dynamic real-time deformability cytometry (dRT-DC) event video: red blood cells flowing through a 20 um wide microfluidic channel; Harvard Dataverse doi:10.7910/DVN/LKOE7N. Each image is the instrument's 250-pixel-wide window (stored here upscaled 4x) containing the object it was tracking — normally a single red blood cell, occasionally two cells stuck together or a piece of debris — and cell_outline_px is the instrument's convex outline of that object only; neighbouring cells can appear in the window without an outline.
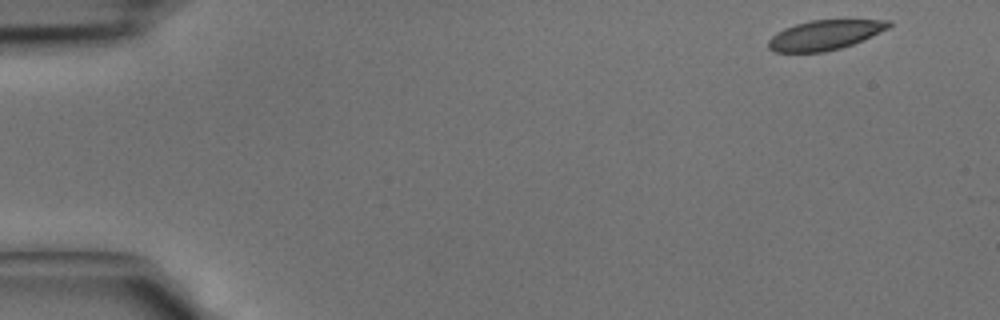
{"species": "common noctule bat (a hibernating species)", "species_latin": "Nyctalus noctula", "temperature_condition": "cold", "stored_images_in_passage": 39, "camera_frame_rate_fps": 3000, "um_per_image_px": 0.085, "animal": {"sex": "male", "body_mass_g": 15.6}, "frame": {"image": 1, "passage_image": 1, "time_ms": 0.0, "image_size_px": [1000, 320], "cell_outline_px": [[892, 24], [888, 28], [852, 44], [840, 48], [824, 52], [776, 52], [768, 48], [768, 40], [776, 32], [784, 28], [796, 24], [812, 20], [892, 20]], "centroid_in_image_um": [70.07, 2.97], "position_along_channel_um": 14.9, "area_um2": 20.63}}
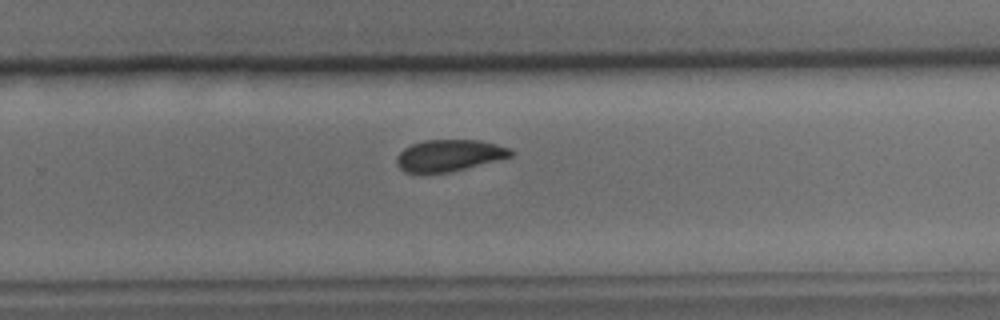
{"frame": {"image": 2, "passage_image": 26, "time_ms": 8.333, "image_size_px": [1000, 320], "cell_outline_px": [[516, 152], [512, 156], [452, 172], [404, 172], [396, 164], [396, 156], [404, 148], [412, 144], [424, 140], [480, 140], [512, 148]], "centroid_in_image_um": [38.21, 13.2], "position_along_channel_um": 291.6, "area_um2": 21.1}}
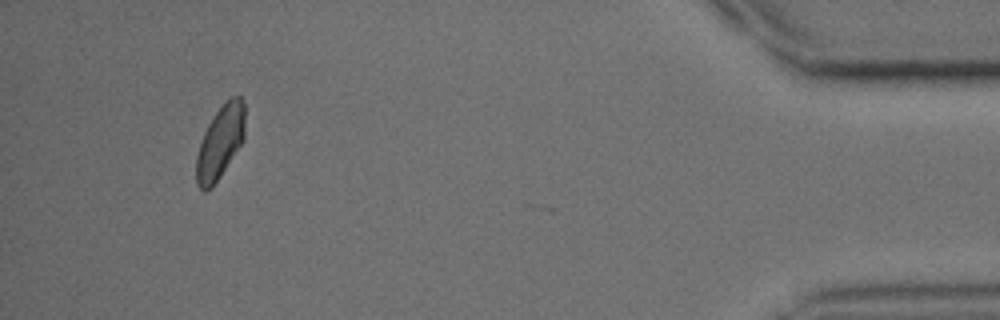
{"frame": {"image": 3, "passage_image": 38, "time_ms": 12.333, "image_size_px": [1000, 320], "cell_outline_px": [[244, 140], [212, 188], [204, 192], [196, 184], [196, 156], [204, 132], [208, 124], [216, 112], [232, 96], [240, 96], [244, 100]], "centroid_in_image_um": [18.71, 12.11], "position_along_channel_um": 416.5, "area_um2": 20.52}}